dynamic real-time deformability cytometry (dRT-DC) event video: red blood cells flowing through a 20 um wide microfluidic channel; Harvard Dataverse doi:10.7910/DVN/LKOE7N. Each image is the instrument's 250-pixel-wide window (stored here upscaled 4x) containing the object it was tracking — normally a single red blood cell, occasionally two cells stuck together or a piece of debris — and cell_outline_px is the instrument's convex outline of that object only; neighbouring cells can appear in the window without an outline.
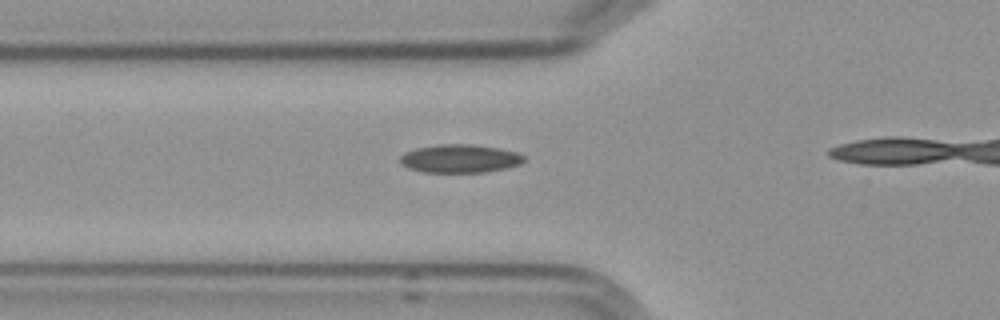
{"species": "Egyptian fruit bat (a non-hibernating species)", "species_latin": "Rousettus aegyptiacus", "temperature_condition": "cold", "stored_images_in_passage": 28, "camera_frame_rate_fps": 3000, "um_per_image_px": 0.085, "frame": {"image": 1, "passage_image": 9, "time_ms": 2.667, "image_size_px": [1000, 320], "cell_outline_px": [[524, 160], [520, 164], [504, 168], [484, 172], [420, 172], [408, 168], [400, 164], [400, 156], [404, 152], [416, 148], [440, 144], [472, 144], [500, 148], [516, 152], [524, 156]], "centroid_in_image_um": [39.05, 13.47], "position_along_channel_um": 86.8, "area_um2": 20.46}}
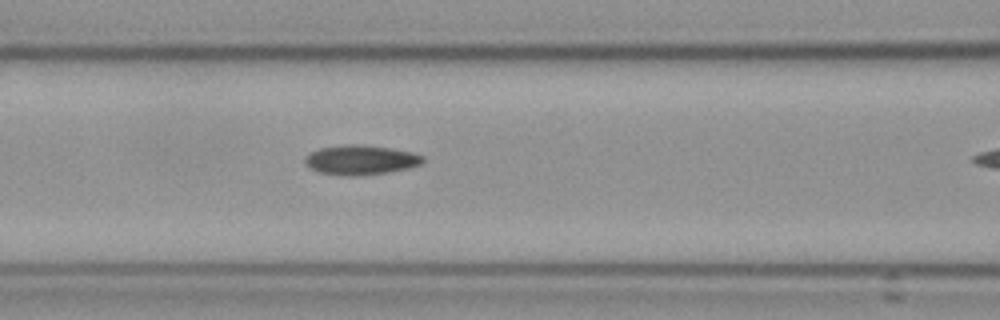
{"frame": {"image": 2, "passage_image": 13, "time_ms": 4.0, "image_size_px": [1000, 320], "cell_outline_px": [[424, 160], [420, 164], [408, 168], [388, 172], [352, 176], [320, 172], [312, 168], [304, 160], [304, 156], [320, 148], [344, 144], [360, 144], [392, 148], [412, 152], [424, 156]], "centroid_in_image_um": [30.69, 13.57], "position_along_channel_um": 135.9, "area_um2": 20.11}}